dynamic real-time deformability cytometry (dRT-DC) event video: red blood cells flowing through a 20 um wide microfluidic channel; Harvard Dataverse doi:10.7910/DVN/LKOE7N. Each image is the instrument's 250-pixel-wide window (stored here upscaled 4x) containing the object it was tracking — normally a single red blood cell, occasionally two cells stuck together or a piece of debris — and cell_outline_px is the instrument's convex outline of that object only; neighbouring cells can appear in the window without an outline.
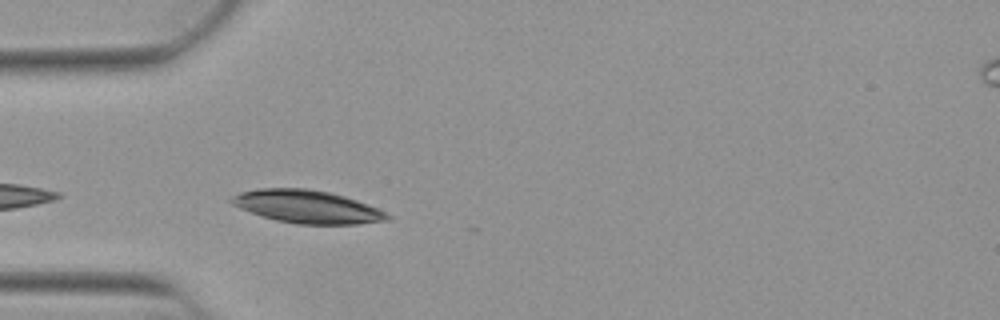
{"species": "Egyptian fruit bat (a non-hibernating species)", "species_latin": "Rousettus aegyptiacus", "temperature_condition": "warm", "stored_images_in_passage": 7, "camera_frame_rate_fps": 3000, "um_per_image_px": 0.085, "animal": {"sex": "female"}, "frame": {"image": 1, "passage_image": 2, "time_ms": 0.333, "image_size_px": [1000, 320], "cell_outline_px": [[392, 216], [388, 220], [356, 224], [296, 224], [276, 220], [240, 208], [232, 204], [228, 200], [232, 196], [240, 192], [260, 188], [308, 188], [328, 192], [344, 196], [356, 200], [376, 208]], "centroid_in_image_um": [26.09, 17.56], "position_along_channel_um": 58.9, "area_um2": 29.59}}